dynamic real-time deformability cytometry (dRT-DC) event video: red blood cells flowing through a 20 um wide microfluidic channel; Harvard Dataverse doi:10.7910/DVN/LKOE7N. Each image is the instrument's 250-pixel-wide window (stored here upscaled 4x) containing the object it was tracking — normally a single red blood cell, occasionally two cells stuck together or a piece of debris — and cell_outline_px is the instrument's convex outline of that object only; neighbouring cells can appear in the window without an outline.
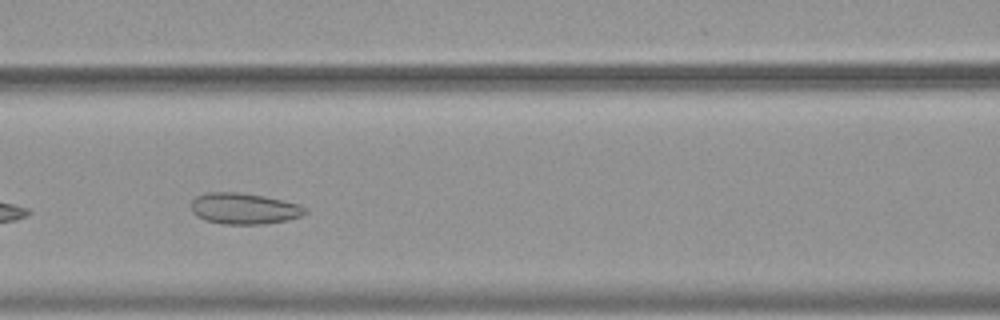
{"species": "common noctule bat (a hibernating species)", "species_latin": "Nyctalus noctula", "temperature_condition": "warm", "stored_images_in_passage": 24, "camera_frame_rate_fps": 3000, "um_per_image_px": 0.085, "animal": {"sex": "female", "body_mass_g": 19.9}, "frame": {"image": 1, "passage_image": 17, "time_ms": 5.333, "image_size_px": [1000, 320], "cell_outline_px": [[308, 212], [300, 216], [288, 220], [264, 224], [224, 224], [204, 220], [196, 216], [192, 212], [192, 200], [196, 196], [204, 192], [240, 192], [264, 196], [300, 204], [308, 208]], "centroid_in_image_um": [20.75, 17.72], "position_along_channel_um": 145.8, "area_um2": 20.92}}